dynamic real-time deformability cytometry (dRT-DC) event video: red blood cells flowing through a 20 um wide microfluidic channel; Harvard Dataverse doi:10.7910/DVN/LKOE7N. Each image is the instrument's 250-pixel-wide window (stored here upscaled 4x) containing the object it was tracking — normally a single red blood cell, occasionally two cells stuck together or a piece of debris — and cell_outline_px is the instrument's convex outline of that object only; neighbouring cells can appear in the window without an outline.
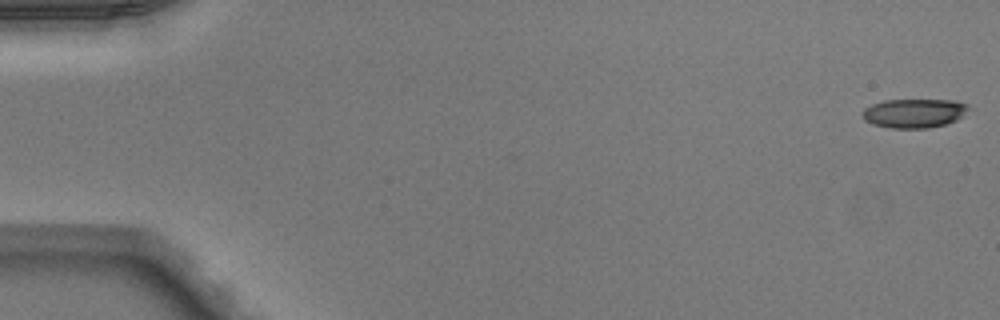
{"species": "Egyptian fruit bat (a non-hibernating species)", "species_latin": "Rousettus aegyptiacus", "temperature_condition": "warm", "stored_images_in_passage": 51, "camera_frame_rate_fps": 3000, "um_per_image_px": 0.085, "animal": {"sex": "male"}, "frame": {"image": 1, "passage_image": 1, "time_ms": 0.0, "image_size_px": [1000, 320], "cell_outline_px": [[968, 108], [956, 120], [944, 124], [928, 128], [892, 128], [872, 124], [864, 120], [860, 112], [864, 108], [872, 104], [884, 100], [956, 100], [968, 104]], "centroid_in_image_um": [77.64, 9.61], "position_along_channel_um": 7.4, "area_um2": 17.92}}
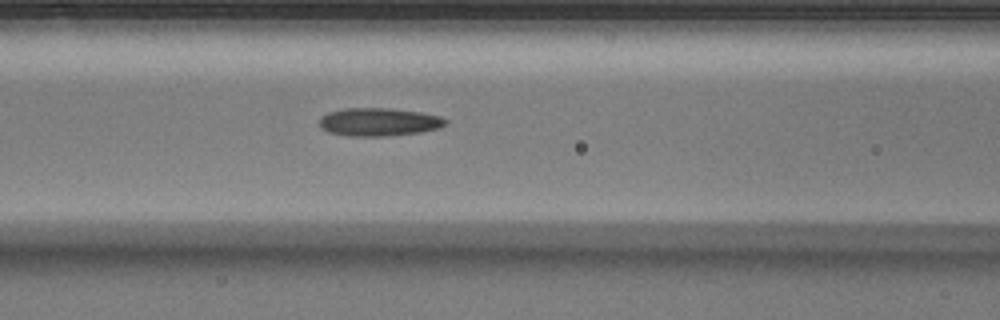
{"frame": {"image": 2, "passage_image": 22, "time_ms": 7.0, "image_size_px": [1000, 320], "cell_outline_px": [[448, 124], [440, 128], [420, 132], [380, 136], [348, 136], [328, 132], [320, 124], [320, 116], [328, 112], [344, 108], [392, 108], [420, 112], [440, 116], [448, 120]], "centroid_in_image_um": [32.23, 10.36], "position_along_channel_um": 134.4, "area_um2": 20.69}}
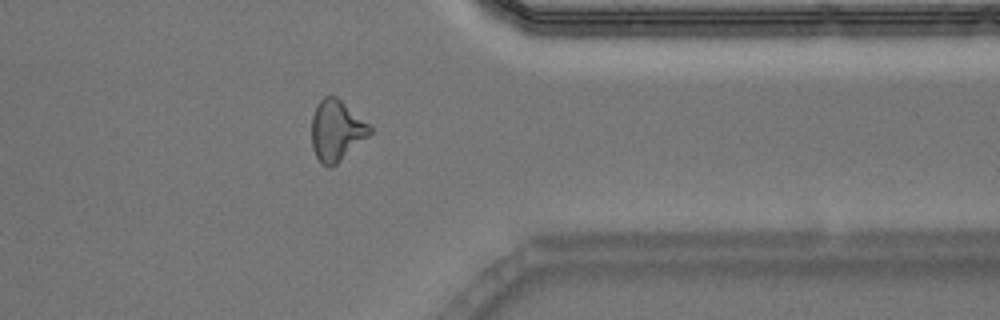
{"frame": {"image": 3, "passage_image": 41, "time_ms": 13.333, "image_size_px": [1000, 320], "cell_outline_px": [[372, 132], [368, 136], [336, 164], [328, 168], [320, 164], [312, 148], [312, 116], [316, 104], [324, 96], [336, 96], [368, 124], [372, 128]], "centroid_in_image_um": [28.56, 11.1], "position_along_channel_um": 382.8, "area_um2": 20.4}, "authors_computed_cell_mechanics": {"area_um2": 20.0566, "velocity_mm_per_s": 4.0524, "shape_relaxation_time_tau1_ms": 6.885, "shape_relaxation_time_tau2_ms": 3.8815, "deformation_change_tau1": 0.1888, "deformation_change_tau2": 0.1365}}